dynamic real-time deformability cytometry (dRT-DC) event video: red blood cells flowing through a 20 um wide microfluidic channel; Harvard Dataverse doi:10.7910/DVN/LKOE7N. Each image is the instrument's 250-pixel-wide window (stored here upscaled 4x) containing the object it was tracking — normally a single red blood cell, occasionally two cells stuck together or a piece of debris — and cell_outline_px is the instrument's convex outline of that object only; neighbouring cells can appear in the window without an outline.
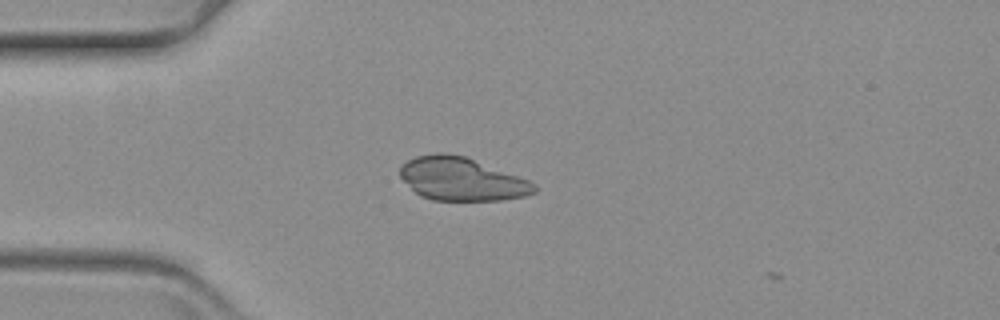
{"species": "common noctule bat (a hibernating species)", "species_latin": "Nyctalus noctula", "temperature_condition": "warm", "stored_images_in_passage": 8, "camera_frame_rate_fps": 3000, "um_per_image_px": 0.085, "animal": {"sex": "female", "body_mass_g": 19.3, "forearm_length_mm": 54.1}, "frame": {"image": 1, "passage_image": 6, "time_ms": 1.667, "image_size_px": [1000, 320], "cell_outline_px": [[536, 192], [524, 196], [500, 200], [432, 200], [420, 196], [400, 176], [400, 164], [416, 156], [436, 152], [444, 152], [464, 156], [528, 180], [536, 184]], "centroid_in_image_um": [39.21, 15.21], "position_along_channel_um": 45.8, "area_um2": 33.47}}